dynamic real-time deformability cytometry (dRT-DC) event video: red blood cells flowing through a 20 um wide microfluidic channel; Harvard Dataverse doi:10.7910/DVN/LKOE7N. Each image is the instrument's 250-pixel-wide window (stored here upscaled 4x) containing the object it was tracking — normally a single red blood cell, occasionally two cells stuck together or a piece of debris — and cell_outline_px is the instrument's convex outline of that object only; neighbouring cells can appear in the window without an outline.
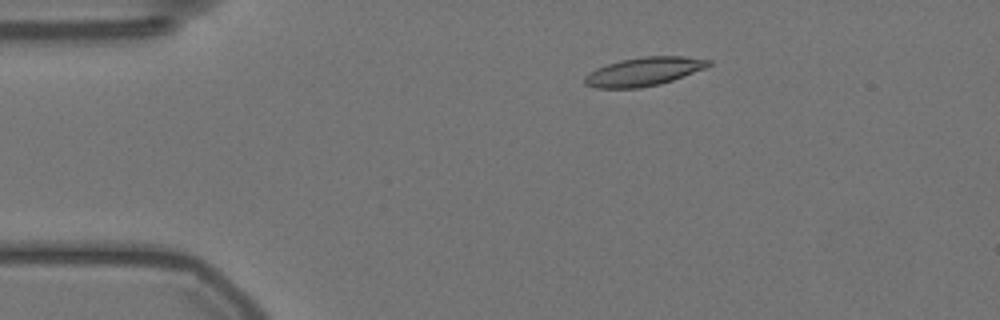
{"species": "Egyptian fruit bat (a non-hibernating species)", "species_latin": "Rousettus aegyptiacus", "temperature_condition": "warm", "stored_images_in_passage": 48, "camera_frame_rate_fps": 3000, "um_per_image_px": 0.085, "animal": {"sex": "female"}, "frame": {"image": 1, "passage_image": 1, "time_ms": 0.0, "image_size_px": [1000, 320], "cell_outline_px": [[712, 64], [704, 68], [672, 80], [660, 84], [640, 88], [596, 88], [584, 84], [584, 76], [588, 72], [596, 68], [620, 60], [644, 56], [684, 56], [712, 60]], "centroid_in_image_um": [54.7, 6.08], "position_along_channel_um": 30.3, "area_um2": 20.63}}
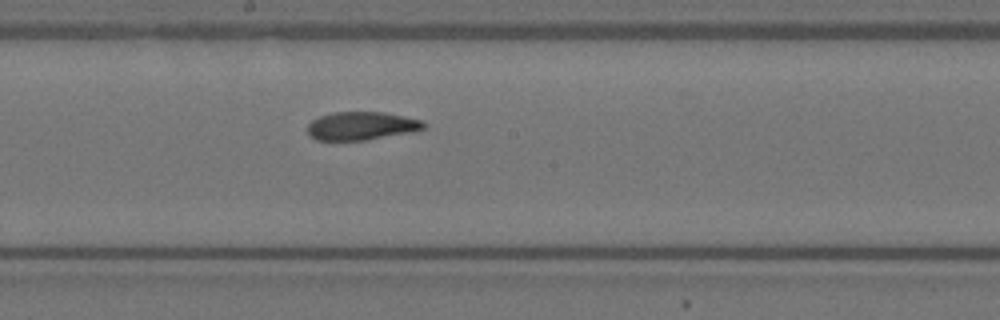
{"frame": {"image": 2, "passage_image": 21, "time_ms": 6.667, "image_size_px": [1000, 320], "cell_outline_px": [[424, 128], [412, 132], [364, 140], [316, 140], [308, 132], [308, 124], [312, 120], [320, 116], [332, 112], [384, 112], [424, 120]], "centroid_in_image_um": [30.73, 10.69], "position_along_channel_um": 217.5, "area_um2": 19.02}}
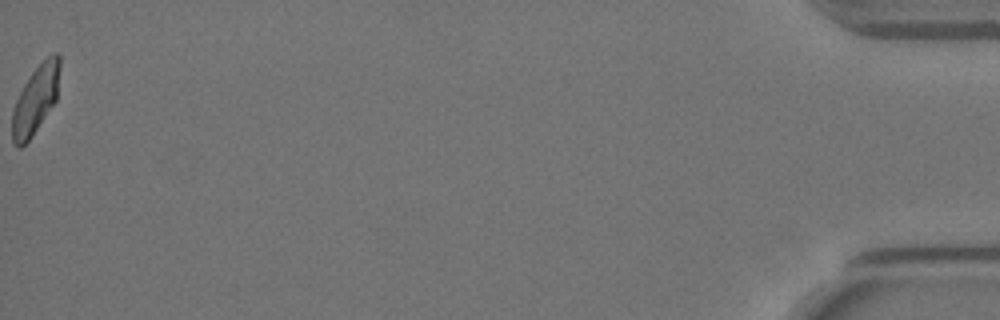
{"frame": {"image": 3, "passage_image": 48, "time_ms": 15.667, "image_size_px": [1000, 320], "cell_outline_px": [[60, 68], [56, 100], [28, 140], [20, 148], [16, 148], [12, 144], [12, 112], [16, 100], [24, 84], [32, 72], [52, 52], [56, 52], [60, 56]], "centroid_in_image_um": [3.01, 8.46], "position_along_channel_um": 432.2, "area_um2": 18.61}, "authors_computed_cell_mechanics": {"area_um2": 19.5653, "velocity_mm_per_s": 3.5292, "shape_relaxation_time_tau1_ms": 10.7359, "shape_relaxation_time_tau2_ms": 2.4171, "deformation_change_tau1": 0.2095, "deformation_change_tau2": 0.088}}